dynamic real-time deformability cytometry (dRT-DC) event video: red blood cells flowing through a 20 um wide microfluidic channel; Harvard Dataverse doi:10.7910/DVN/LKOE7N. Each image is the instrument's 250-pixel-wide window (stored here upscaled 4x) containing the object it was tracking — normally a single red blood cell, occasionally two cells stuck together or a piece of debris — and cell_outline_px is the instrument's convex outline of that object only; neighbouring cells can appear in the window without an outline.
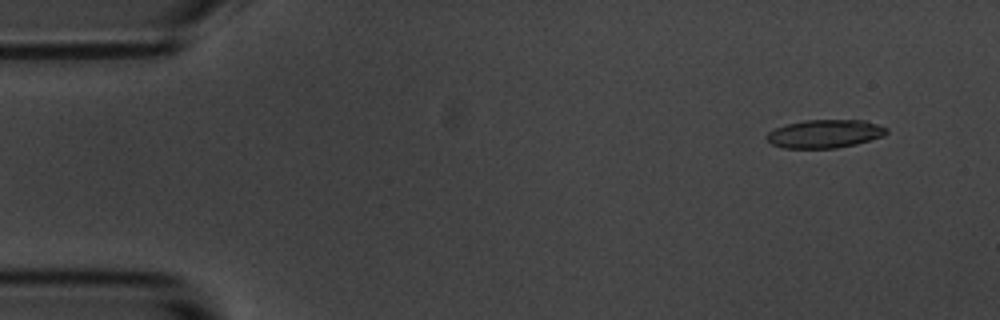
{"species": "common noctule bat (a hibernating species)", "species_latin": "Nyctalus noctula", "temperature_condition": "room temperature", "stored_images_in_passage": 8, "camera_frame_rate_fps": 3000, "um_per_image_px": 0.085, "animal": {"sex": "male", "body_mass_g": 20.1, "forearm_length_mm": 53.5}, "frame": {"image": 1, "passage_image": 2, "time_ms": 1.0, "image_size_px": [1000, 320], "cell_outline_px": [[888, 132], [884, 136], [856, 144], [836, 148], [784, 148], [772, 144], [764, 136], [768, 132], [784, 124], [804, 120], [864, 120], [888, 128]], "centroid_in_image_um": [70.1, 11.37], "position_along_channel_um": 14.9, "area_um2": 19.83}}
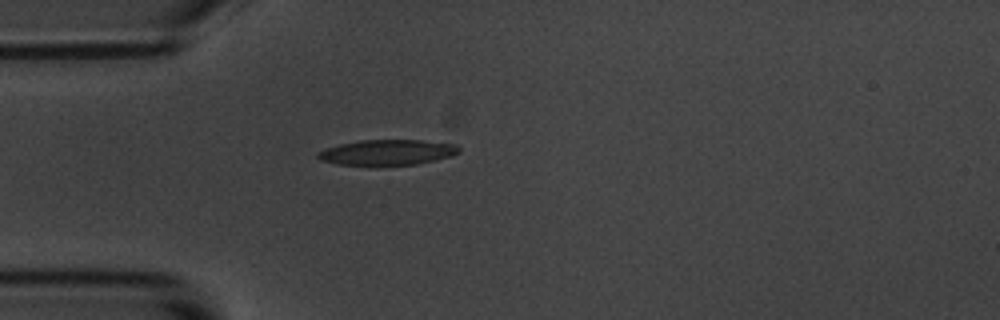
{"frame": {"image": 2, "passage_image": 5, "time_ms": 4.667, "image_size_px": [1000, 320], "cell_outline_px": [[460, 152], [452, 156], [436, 160], [416, 164], [372, 168], [336, 164], [320, 160], [316, 156], [316, 152], [340, 144], [360, 140], [420, 140], [460, 144]], "centroid_in_image_um": [32.92, 12.99], "position_along_channel_um": 52.1, "area_um2": 21.91}}